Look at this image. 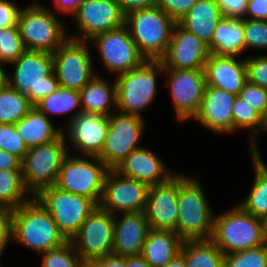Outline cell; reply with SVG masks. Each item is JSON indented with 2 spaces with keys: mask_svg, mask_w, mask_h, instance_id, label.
Masks as SVG:
<instances>
[{
  "mask_svg": "<svg viewBox=\"0 0 267 267\" xmlns=\"http://www.w3.org/2000/svg\"><path fill=\"white\" fill-rule=\"evenodd\" d=\"M15 126L28 149L52 142L63 134V126L53 125L35 106Z\"/></svg>",
  "mask_w": 267,
  "mask_h": 267,
  "instance_id": "cell-26",
  "label": "cell"
},
{
  "mask_svg": "<svg viewBox=\"0 0 267 267\" xmlns=\"http://www.w3.org/2000/svg\"><path fill=\"white\" fill-rule=\"evenodd\" d=\"M238 96L258 110L265 118L267 117L266 89L247 81Z\"/></svg>",
  "mask_w": 267,
  "mask_h": 267,
  "instance_id": "cell-42",
  "label": "cell"
},
{
  "mask_svg": "<svg viewBox=\"0 0 267 267\" xmlns=\"http://www.w3.org/2000/svg\"><path fill=\"white\" fill-rule=\"evenodd\" d=\"M21 161L16 155L0 149V169L21 170Z\"/></svg>",
  "mask_w": 267,
  "mask_h": 267,
  "instance_id": "cell-49",
  "label": "cell"
},
{
  "mask_svg": "<svg viewBox=\"0 0 267 267\" xmlns=\"http://www.w3.org/2000/svg\"><path fill=\"white\" fill-rule=\"evenodd\" d=\"M179 173L177 234L185 240L211 239L214 214L200 177Z\"/></svg>",
  "mask_w": 267,
  "mask_h": 267,
  "instance_id": "cell-2",
  "label": "cell"
},
{
  "mask_svg": "<svg viewBox=\"0 0 267 267\" xmlns=\"http://www.w3.org/2000/svg\"><path fill=\"white\" fill-rule=\"evenodd\" d=\"M40 256L41 267H81L84 263L70 241Z\"/></svg>",
  "mask_w": 267,
  "mask_h": 267,
  "instance_id": "cell-36",
  "label": "cell"
},
{
  "mask_svg": "<svg viewBox=\"0 0 267 267\" xmlns=\"http://www.w3.org/2000/svg\"><path fill=\"white\" fill-rule=\"evenodd\" d=\"M164 267H187L184 255L180 252L178 253L170 262H168Z\"/></svg>",
  "mask_w": 267,
  "mask_h": 267,
  "instance_id": "cell-53",
  "label": "cell"
},
{
  "mask_svg": "<svg viewBox=\"0 0 267 267\" xmlns=\"http://www.w3.org/2000/svg\"><path fill=\"white\" fill-rule=\"evenodd\" d=\"M16 2L0 0V27L8 28L17 25L20 9Z\"/></svg>",
  "mask_w": 267,
  "mask_h": 267,
  "instance_id": "cell-46",
  "label": "cell"
},
{
  "mask_svg": "<svg viewBox=\"0 0 267 267\" xmlns=\"http://www.w3.org/2000/svg\"><path fill=\"white\" fill-rule=\"evenodd\" d=\"M183 241L174 231L149 229L141 255L152 267H164L180 253Z\"/></svg>",
  "mask_w": 267,
  "mask_h": 267,
  "instance_id": "cell-28",
  "label": "cell"
},
{
  "mask_svg": "<svg viewBox=\"0 0 267 267\" xmlns=\"http://www.w3.org/2000/svg\"><path fill=\"white\" fill-rule=\"evenodd\" d=\"M224 267H267V243L224 255Z\"/></svg>",
  "mask_w": 267,
  "mask_h": 267,
  "instance_id": "cell-38",
  "label": "cell"
},
{
  "mask_svg": "<svg viewBox=\"0 0 267 267\" xmlns=\"http://www.w3.org/2000/svg\"><path fill=\"white\" fill-rule=\"evenodd\" d=\"M254 170V180L246 199L238 202L246 212L257 218L267 216V165L262 157L250 154Z\"/></svg>",
  "mask_w": 267,
  "mask_h": 267,
  "instance_id": "cell-31",
  "label": "cell"
},
{
  "mask_svg": "<svg viewBox=\"0 0 267 267\" xmlns=\"http://www.w3.org/2000/svg\"><path fill=\"white\" fill-rule=\"evenodd\" d=\"M0 149L16 155L21 160L26 155L28 148L15 124L0 123Z\"/></svg>",
  "mask_w": 267,
  "mask_h": 267,
  "instance_id": "cell-40",
  "label": "cell"
},
{
  "mask_svg": "<svg viewBox=\"0 0 267 267\" xmlns=\"http://www.w3.org/2000/svg\"><path fill=\"white\" fill-rule=\"evenodd\" d=\"M113 236L114 215L97 206L70 242L84 262L94 263L112 253Z\"/></svg>",
  "mask_w": 267,
  "mask_h": 267,
  "instance_id": "cell-14",
  "label": "cell"
},
{
  "mask_svg": "<svg viewBox=\"0 0 267 267\" xmlns=\"http://www.w3.org/2000/svg\"><path fill=\"white\" fill-rule=\"evenodd\" d=\"M67 124L63 127V134L73 149L83 156L98 157L101 154L109 128L108 116L80 112Z\"/></svg>",
  "mask_w": 267,
  "mask_h": 267,
  "instance_id": "cell-20",
  "label": "cell"
},
{
  "mask_svg": "<svg viewBox=\"0 0 267 267\" xmlns=\"http://www.w3.org/2000/svg\"><path fill=\"white\" fill-rule=\"evenodd\" d=\"M155 152L142 146L132 151L115 170L121 175L155 185L166 182L176 172L168 169Z\"/></svg>",
  "mask_w": 267,
  "mask_h": 267,
  "instance_id": "cell-22",
  "label": "cell"
},
{
  "mask_svg": "<svg viewBox=\"0 0 267 267\" xmlns=\"http://www.w3.org/2000/svg\"><path fill=\"white\" fill-rule=\"evenodd\" d=\"M125 265L126 267H152L141 254L125 256Z\"/></svg>",
  "mask_w": 267,
  "mask_h": 267,
  "instance_id": "cell-52",
  "label": "cell"
},
{
  "mask_svg": "<svg viewBox=\"0 0 267 267\" xmlns=\"http://www.w3.org/2000/svg\"><path fill=\"white\" fill-rule=\"evenodd\" d=\"M235 94L213 86H206L194 120L214 134H233V105Z\"/></svg>",
  "mask_w": 267,
  "mask_h": 267,
  "instance_id": "cell-21",
  "label": "cell"
},
{
  "mask_svg": "<svg viewBox=\"0 0 267 267\" xmlns=\"http://www.w3.org/2000/svg\"><path fill=\"white\" fill-rule=\"evenodd\" d=\"M187 267H224V253L211 240H185L181 251Z\"/></svg>",
  "mask_w": 267,
  "mask_h": 267,
  "instance_id": "cell-32",
  "label": "cell"
},
{
  "mask_svg": "<svg viewBox=\"0 0 267 267\" xmlns=\"http://www.w3.org/2000/svg\"><path fill=\"white\" fill-rule=\"evenodd\" d=\"M4 65L0 62V91L8 85V72L3 68Z\"/></svg>",
  "mask_w": 267,
  "mask_h": 267,
  "instance_id": "cell-54",
  "label": "cell"
},
{
  "mask_svg": "<svg viewBox=\"0 0 267 267\" xmlns=\"http://www.w3.org/2000/svg\"><path fill=\"white\" fill-rule=\"evenodd\" d=\"M89 42L97 47L103 68L115 75L113 77L138 68L146 61L125 25L97 34Z\"/></svg>",
  "mask_w": 267,
  "mask_h": 267,
  "instance_id": "cell-13",
  "label": "cell"
},
{
  "mask_svg": "<svg viewBox=\"0 0 267 267\" xmlns=\"http://www.w3.org/2000/svg\"><path fill=\"white\" fill-rule=\"evenodd\" d=\"M221 214H215L211 240L224 255L263 246V219L246 212L239 204Z\"/></svg>",
  "mask_w": 267,
  "mask_h": 267,
  "instance_id": "cell-3",
  "label": "cell"
},
{
  "mask_svg": "<svg viewBox=\"0 0 267 267\" xmlns=\"http://www.w3.org/2000/svg\"><path fill=\"white\" fill-rule=\"evenodd\" d=\"M150 185L110 169L99 206L113 215L144 212Z\"/></svg>",
  "mask_w": 267,
  "mask_h": 267,
  "instance_id": "cell-16",
  "label": "cell"
},
{
  "mask_svg": "<svg viewBox=\"0 0 267 267\" xmlns=\"http://www.w3.org/2000/svg\"><path fill=\"white\" fill-rule=\"evenodd\" d=\"M81 267H97L94 263L84 262Z\"/></svg>",
  "mask_w": 267,
  "mask_h": 267,
  "instance_id": "cell-56",
  "label": "cell"
},
{
  "mask_svg": "<svg viewBox=\"0 0 267 267\" xmlns=\"http://www.w3.org/2000/svg\"><path fill=\"white\" fill-rule=\"evenodd\" d=\"M48 118L55 115H66L72 113L67 122L69 123L78 113L82 112L79 91L58 87L50 95L42 98L34 105Z\"/></svg>",
  "mask_w": 267,
  "mask_h": 267,
  "instance_id": "cell-33",
  "label": "cell"
},
{
  "mask_svg": "<svg viewBox=\"0 0 267 267\" xmlns=\"http://www.w3.org/2000/svg\"><path fill=\"white\" fill-rule=\"evenodd\" d=\"M241 59L211 53L204 66L206 86L238 95L247 82L245 58Z\"/></svg>",
  "mask_w": 267,
  "mask_h": 267,
  "instance_id": "cell-24",
  "label": "cell"
},
{
  "mask_svg": "<svg viewBox=\"0 0 267 267\" xmlns=\"http://www.w3.org/2000/svg\"><path fill=\"white\" fill-rule=\"evenodd\" d=\"M13 213L14 209L7 206H0V257L1 258L4 255V251L8 246V243L13 241Z\"/></svg>",
  "mask_w": 267,
  "mask_h": 267,
  "instance_id": "cell-43",
  "label": "cell"
},
{
  "mask_svg": "<svg viewBox=\"0 0 267 267\" xmlns=\"http://www.w3.org/2000/svg\"><path fill=\"white\" fill-rule=\"evenodd\" d=\"M175 24L157 5L125 15V26L146 60H160L166 54Z\"/></svg>",
  "mask_w": 267,
  "mask_h": 267,
  "instance_id": "cell-6",
  "label": "cell"
},
{
  "mask_svg": "<svg viewBox=\"0 0 267 267\" xmlns=\"http://www.w3.org/2000/svg\"><path fill=\"white\" fill-rule=\"evenodd\" d=\"M123 13L126 15L134 10L156 6L157 0H116Z\"/></svg>",
  "mask_w": 267,
  "mask_h": 267,
  "instance_id": "cell-48",
  "label": "cell"
},
{
  "mask_svg": "<svg viewBox=\"0 0 267 267\" xmlns=\"http://www.w3.org/2000/svg\"><path fill=\"white\" fill-rule=\"evenodd\" d=\"M233 134L239 130H246L251 134L250 139V154L262 157L261 151L258 148L257 136L265 128V117L251 105L246 103L240 96H236L233 105Z\"/></svg>",
  "mask_w": 267,
  "mask_h": 267,
  "instance_id": "cell-30",
  "label": "cell"
},
{
  "mask_svg": "<svg viewBox=\"0 0 267 267\" xmlns=\"http://www.w3.org/2000/svg\"><path fill=\"white\" fill-rule=\"evenodd\" d=\"M264 236L267 241V216L263 219Z\"/></svg>",
  "mask_w": 267,
  "mask_h": 267,
  "instance_id": "cell-55",
  "label": "cell"
},
{
  "mask_svg": "<svg viewBox=\"0 0 267 267\" xmlns=\"http://www.w3.org/2000/svg\"><path fill=\"white\" fill-rule=\"evenodd\" d=\"M246 18L267 20V0H248Z\"/></svg>",
  "mask_w": 267,
  "mask_h": 267,
  "instance_id": "cell-47",
  "label": "cell"
},
{
  "mask_svg": "<svg viewBox=\"0 0 267 267\" xmlns=\"http://www.w3.org/2000/svg\"><path fill=\"white\" fill-rule=\"evenodd\" d=\"M144 120L120 111L108 116V133L98 157L109 169H115L132 151L142 147L139 141L147 127Z\"/></svg>",
  "mask_w": 267,
  "mask_h": 267,
  "instance_id": "cell-12",
  "label": "cell"
},
{
  "mask_svg": "<svg viewBox=\"0 0 267 267\" xmlns=\"http://www.w3.org/2000/svg\"><path fill=\"white\" fill-rule=\"evenodd\" d=\"M67 241L52 215L34 196L14 209L13 242L40 255Z\"/></svg>",
  "mask_w": 267,
  "mask_h": 267,
  "instance_id": "cell-1",
  "label": "cell"
},
{
  "mask_svg": "<svg viewBox=\"0 0 267 267\" xmlns=\"http://www.w3.org/2000/svg\"><path fill=\"white\" fill-rule=\"evenodd\" d=\"M26 51L17 25L4 28L0 32V62L11 64Z\"/></svg>",
  "mask_w": 267,
  "mask_h": 267,
  "instance_id": "cell-37",
  "label": "cell"
},
{
  "mask_svg": "<svg viewBox=\"0 0 267 267\" xmlns=\"http://www.w3.org/2000/svg\"><path fill=\"white\" fill-rule=\"evenodd\" d=\"M84 1L85 0H53V5L57 13H62V15L71 14L72 16L76 12L78 6Z\"/></svg>",
  "mask_w": 267,
  "mask_h": 267,
  "instance_id": "cell-51",
  "label": "cell"
},
{
  "mask_svg": "<svg viewBox=\"0 0 267 267\" xmlns=\"http://www.w3.org/2000/svg\"><path fill=\"white\" fill-rule=\"evenodd\" d=\"M264 131H267V117L265 118V128Z\"/></svg>",
  "mask_w": 267,
  "mask_h": 267,
  "instance_id": "cell-57",
  "label": "cell"
},
{
  "mask_svg": "<svg viewBox=\"0 0 267 267\" xmlns=\"http://www.w3.org/2000/svg\"><path fill=\"white\" fill-rule=\"evenodd\" d=\"M109 170L99 157H83L70 153L62 162L54 186L65 192L87 197L99 206Z\"/></svg>",
  "mask_w": 267,
  "mask_h": 267,
  "instance_id": "cell-8",
  "label": "cell"
},
{
  "mask_svg": "<svg viewBox=\"0 0 267 267\" xmlns=\"http://www.w3.org/2000/svg\"><path fill=\"white\" fill-rule=\"evenodd\" d=\"M94 264L97 267H126L125 256L110 253L98 258Z\"/></svg>",
  "mask_w": 267,
  "mask_h": 267,
  "instance_id": "cell-50",
  "label": "cell"
},
{
  "mask_svg": "<svg viewBox=\"0 0 267 267\" xmlns=\"http://www.w3.org/2000/svg\"><path fill=\"white\" fill-rule=\"evenodd\" d=\"M3 31H4V28H1V27H0V32H3Z\"/></svg>",
  "mask_w": 267,
  "mask_h": 267,
  "instance_id": "cell-58",
  "label": "cell"
},
{
  "mask_svg": "<svg viewBox=\"0 0 267 267\" xmlns=\"http://www.w3.org/2000/svg\"><path fill=\"white\" fill-rule=\"evenodd\" d=\"M178 195V172L166 182L150 186L144 211L150 229L177 233Z\"/></svg>",
  "mask_w": 267,
  "mask_h": 267,
  "instance_id": "cell-18",
  "label": "cell"
},
{
  "mask_svg": "<svg viewBox=\"0 0 267 267\" xmlns=\"http://www.w3.org/2000/svg\"><path fill=\"white\" fill-rule=\"evenodd\" d=\"M247 81L267 90V53L246 56Z\"/></svg>",
  "mask_w": 267,
  "mask_h": 267,
  "instance_id": "cell-41",
  "label": "cell"
},
{
  "mask_svg": "<svg viewBox=\"0 0 267 267\" xmlns=\"http://www.w3.org/2000/svg\"><path fill=\"white\" fill-rule=\"evenodd\" d=\"M165 82L178 121L193 120L206 87L204 70L164 68Z\"/></svg>",
  "mask_w": 267,
  "mask_h": 267,
  "instance_id": "cell-15",
  "label": "cell"
},
{
  "mask_svg": "<svg viewBox=\"0 0 267 267\" xmlns=\"http://www.w3.org/2000/svg\"><path fill=\"white\" fill-rule=\"evenodd\" d=\"M149 229L144 212L114 215L112 253L121 256L140 255Z\"/></svg>",
  "mask_w": 267,
  "mask_h": 267,
  "instance_id": "cell-23",
  "label": "cell"
},
{
  "mask_svg": "<svg viewBox=\"0 0 267 267\" xmlns=\"http://www.w3.org/2000/svg\"><path fill=\"white\" fill-rule=\"evenodd\" d=\"M32 197L24 186L21 170L0 169V206L16 209Z\"/></svg>",
  "mask_w": 267,
  "mask_h": 267,
  "instance_id": "cell-34",
  "label": "cell"
},
{
  "mask_svg": "<svg viewBox=\"0 0 267 267\" xmlns=\"http://www.w3.org/2000/svg\"><path fill=\"white\" fill-rule=\"evenodd\" d=\"M64 134L52 142L29 148L21 161L25 188L35 196L41 189L55 185L62 162L70 153Z\"/></svg>",
  "mask_w": 267,
  "mask_h": 267,
  "instance_id": "cell-9",
  "label": "cell"
},
{
  "mask_svg": "<svg viewBox=\"0 0 267 267\" xmlns=\"http://www.w3.org/2000/svg\"><path fill=\"white\" fill-rule=\"evenodd\" d=\"M52 215L64 237L70 239L77 233L97 205L89 198L48 186L34 196Z\"/></svg>",
  "mask_w": 267,
  "mask_h": 267,
  "instance_id": "cell-10",
  "label": "cell"
},
{
  "mask_svg": "<svg viewBox=\"0 0 267 267\" xmlns=\"http://www.w3.org/2000/svg\"><path fill=\"white\" fill-rule=\"evenodd\" d=\"M223 18V13L216 0H198L177 23L209 46L217 24Z\"/></svg>",
  "mask_w": 267,
  "mask_h": 267,
  "instance_id": "cell-25",
  "label": "cell"
},
{
  "mask_svg": "<svg viewBox=\"0 0 267 267\" xmlns=\"http://www.w3.org/2000/svg\"><path fill=\"white\" fill-rule=\"evenodd\" d=\"M224 18L243 19L247 14L248 0H216Z\"/></svg>",
  "mask_w": 267,
  "mask_h": 267,
  "instance_id": "cell-45",
  "label": "cell"
},
{
  "mask_svg": "<svg viewBox=\"0 0 267 267\" xmlns=\"http://www.w3.org/2000/svg\"><path fill=\"white\" fill-rule=\"evenodd\" d=\"M10 65L14 68L12 75L8 74V85L26 94L33 105L59 87L52 53L26 50Z\"/></svg>",
  "mask_w": 267,
  "mask_h": 267,
  "instance_id": "cell-5",
  "label": "cell"
},
{
  "mask_svg": "<svg viewBox=\"0 0 267 267\" xmlns=\"http://www.w3.org/2000/svg\"><path fill=\"white\" fill-rule=\"evenodd\" d=\"M158 75H164L160 60H146L140 67L119 74L116 80L117 109L123 113L142 116L155 101Z\"/></svg>",
  "mask_w": 267,
  "mask_h": 267,
  "instance_id": "cell-4",
  "label": "cell"
},
{
  "mask_svg": "<svg viewBox=\"0 0 267 267\" xmlns=\"http://www.w3.org/2000/svg\"><path fill=\"white\" fill-rule=\"evenodd\" d=\"M208 47L216 56L240 57L244 52L243 19L223 18Z\"/></svg>",
  "mask_w": 267,
  "mask_h": 267,
  "instance_id": "cell-29",
  "label": "cell"
},
{
  "mask_svg": "<svg viewBox=\"0 0 267 267\" xmlns=\"http://www.w3.org/2000/svg\"><path fill=\"white\" fill-rule=\"evenodd\" d=\"M88 43L68 37L53 53V71L60 87L80 91L97 74Z\"/></svg>",
  "mask_w": 267,
  "mask_h": 267,
  "instance_id": "cell-11",
  "label": "cell"
},
{
  "mask_svg": "<svg viewBox=\"0 0 267 267\" xmlns=\"http://www.w3.org/2000/svg\"><path fill=\"white\" fill-rule=\"evenodd\" d=\"M33 106L26 94L7 85L0 91V123H17Z\"/></svg>",
  "mask_w": 267,
  "mask_h": 267,
  "instance_id": "cell-35",
  "label": "cell"
},
{
  "mask_svg": "<svg viewBox=\"0 0 267 267\" xmlns=\"http://www.w3.org/2000/svg\"><path fill=\"white\" fill-rule=\"evenodd\" d=\"M72 18L78 33L68 37L85 41L125 25V14L116 0H85Z\"/></svg>",
  "mask_w": 267,
  "mask_h": 267,
  "instance_id": "cell-17",
  "label": "cell"
},
{
  "mask_svg": "<svg viewBox=\"0 0 267 267\" xmlns=\"http://www.w3.org/2000/svg\"><path fill=\"white\" fill-rule=\"evenodd\" d=\"M96 74L80 91L82 112L109 116L117 107L116 80L109 84ZM115 107V108H113Z\"/></svg>",
  "mask_w": 267,
  "mask_h": 267,
  "instance_id": "cell-27",
  "label": "cell"
},
{
  "mask_svg": "<svg viewBox=\"0 0 267 267\" xmlns=\"http://www.w3.org/2000/svg\"><path fill=\"white\" fill-rule=\"evenodd\" d=\"M210 54L207 44L176 23L168 50L160 61L168 69L204 70Z\"/></svg>",
  "mask_w": 267,
  "mask_h": 267,
  "instance_id": "cell-19",
  "label": "cell"
},
{
  "mask_svg": "<svg viewBox=\"0 0 267 267\" xmlns=\"http://www.w3.org/2000/svg\"><path fill=\"white\" fill-rule=\"evenodd\" d=\"M38 1L21 7L17 27L28 51L54 53L68 38L63 21Z\"/></svg>",
  "mask_w": 267,
  "mask_h": 267,
  "instance_id": "cell-7",
  "label": "cell"
},
{
  "mask_svg": "<svg viewBox=\"0 0 267 267\" xmlns=\"http://www.w3.org/2000/svg\"><path fill=\"white\" fill-rule=\"evenodd\" d=\"M198 0H157V6L176 23L192 8Z\"/></svg>",
  "mask_w": 267,
  "mask_h": 267,
  "instance_id": "cell-44",
  "label": "cell"
},
{
  "mask_svg": "<svg viewBox=\"0 0 267 267\" xmlns=\"http://www.w3.org/2000/svg\"><path fill=\"white\" fill-rule=\"evenodd\" d=\"M243 31L244 52L248 48L267 51V20L243 18Z\"/></svg>",
  "mask_w": 267,
  "mask_h": 267,
  "instance_id": "cell-39",
  "label": "cell"
}]
</instances>
